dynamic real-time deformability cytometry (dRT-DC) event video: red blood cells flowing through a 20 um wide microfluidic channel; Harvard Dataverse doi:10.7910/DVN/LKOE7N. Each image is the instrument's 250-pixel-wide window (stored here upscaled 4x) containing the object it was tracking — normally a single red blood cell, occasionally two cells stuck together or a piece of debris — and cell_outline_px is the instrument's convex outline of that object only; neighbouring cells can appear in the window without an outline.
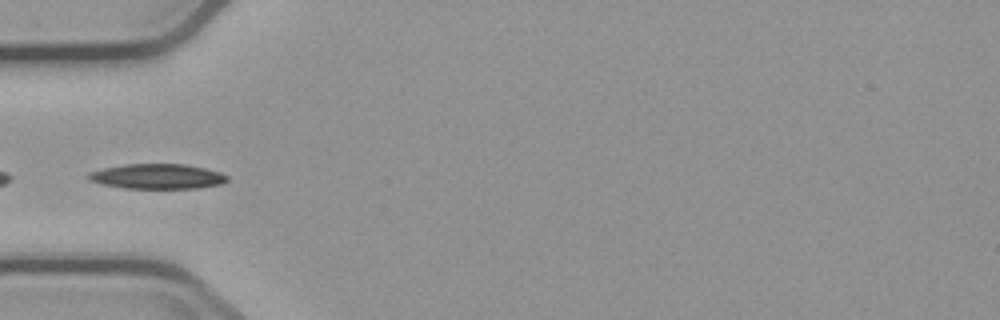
{"species": "common noctule bat (a hibernating species)", "species_latin": "Nyctalus noctula", "temperature_condition": "cold", "stored_images_in_passage": 7, "camera_frame_rate_fps": 3000, "um_per_image_px": 0.085, "animal": {"sex": "male", "body_mass_g": 23.1, "forearm_length_mm": 52.7}, "frame": {"image": 1, "passage_image": 5, "time_ms": 5.667, "image_size_px": [1000, 320], "cell_outline_px": [[228, 180], [220, 184], [196, 188], [124, 188], [104, 184], [88, 180], [84, 176], [88, 172], [104, 168], [124, 164], [184, 164], [204, 168], [220, 172], [228, 176]], "centroid_in_image_um": [13.33, 14.99], "position_along_channel_um": 71.7, "area_um2": 20.17}}
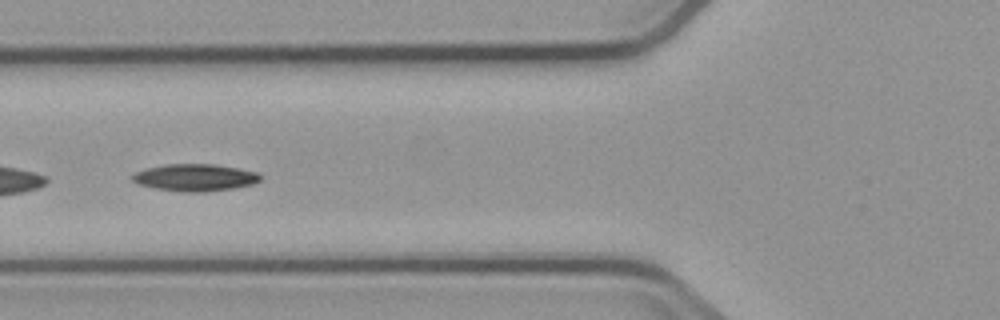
{"frame": {"image": 2, "passage_image": 6, "time_ms": 6.667, "image_size_px": [1000, 320], "cell_outline_px": [[260, 180], [252, 184], [232, 188], [204, 192], [180, 192], [156, 188], [136, 184], [132, 180], [132, 176], [136, 172], [148, 168], [164, 164], [212, 164], [240, 168], [256, 172], [260, 176]], "centroid_in_image_um": [16.55, 15.09], "position_along_channel_um": 109.2, "area_um2": 20.11}}